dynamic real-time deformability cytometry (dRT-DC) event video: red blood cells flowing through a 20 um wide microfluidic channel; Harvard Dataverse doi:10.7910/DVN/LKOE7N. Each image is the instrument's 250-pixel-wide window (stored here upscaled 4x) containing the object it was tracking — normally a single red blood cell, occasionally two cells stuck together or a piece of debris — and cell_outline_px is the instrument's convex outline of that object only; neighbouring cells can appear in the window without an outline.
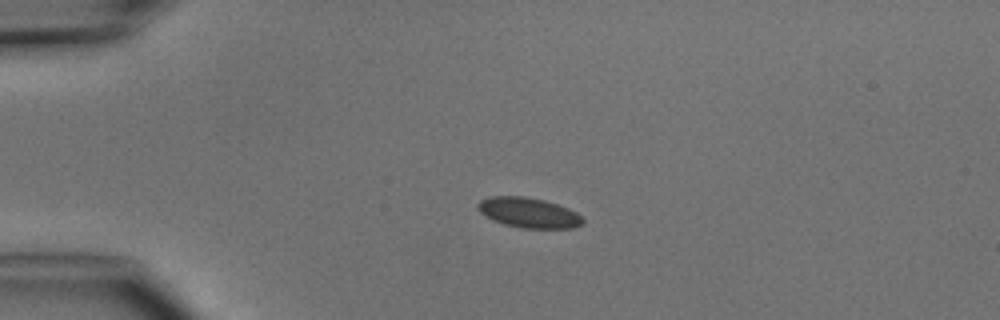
{"species": "common noctule bat (a hibernating species)", "species_latin": "Nyctalus noctula", "temperature_condition": "cold", "stored_images_in_passage": 2, "camera_frame_rate_fps": 3000, "um_per_image_px": 0.085, "animal": {"sex": "male", "body_mass_g": 15.6}, "frame": {"image": 1, "passage_image": 1, "time_ms": 0.0, "image_size_px": [1000, 320], "cell_outline_px": [[584, 220], [580, 224], [572, 228], [524, 228], [504, 224], [492, 220], [480, 212], [476, 204], [480, 200], [492, 196], [524, 196], [544, 200], [568, 208], [576, 212]], "centroid_in_image_um": [44.9, 18.07], "position_along_channel_um": 40.1, "area_um2": 18.26}}